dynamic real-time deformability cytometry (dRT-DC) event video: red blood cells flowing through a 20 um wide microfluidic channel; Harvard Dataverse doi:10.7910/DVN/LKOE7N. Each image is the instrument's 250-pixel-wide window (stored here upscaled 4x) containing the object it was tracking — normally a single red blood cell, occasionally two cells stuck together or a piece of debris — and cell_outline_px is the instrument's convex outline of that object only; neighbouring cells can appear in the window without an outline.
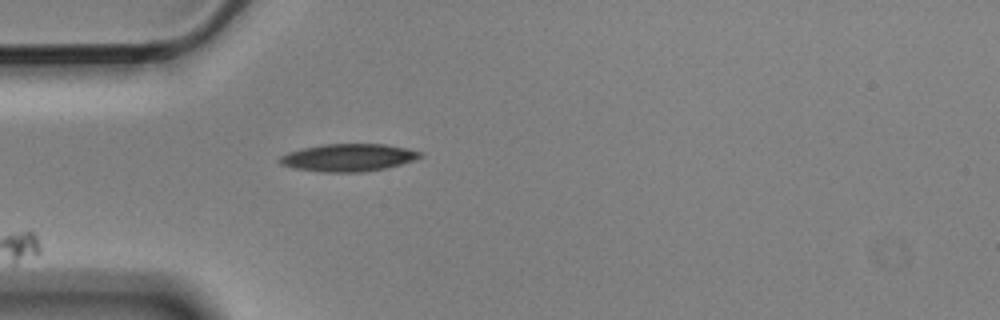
{"species": "Egyptian fruit bat (a non-hibernating species)", "species_latin": "Rousettus aegyptiacus", "temperature_condition": "cold", "stored_images_in_passage": 6, "camera_frame_rate_fps": 3000, "um_per_image_px": 0.085, "animal": {"sex": "male"}, "frame": {"image": 1, "passage_image": 6, "time_ms": 1.667, "image_size_px": [1000, 320], "cell_outline_px": [[424, 156], [416, 160], [384, 168], [364, 172], [320, 172], [292, 168], [280, 164], [276, 160], [280, 156], [288, 152], [300, 148], [324, 144], [384, 144], [408, 148], [420, 152]], "centroid_in_image_um": [29.57, 13.39], "position_along_channel_um": 55.4, "area_um2": 22.77}}